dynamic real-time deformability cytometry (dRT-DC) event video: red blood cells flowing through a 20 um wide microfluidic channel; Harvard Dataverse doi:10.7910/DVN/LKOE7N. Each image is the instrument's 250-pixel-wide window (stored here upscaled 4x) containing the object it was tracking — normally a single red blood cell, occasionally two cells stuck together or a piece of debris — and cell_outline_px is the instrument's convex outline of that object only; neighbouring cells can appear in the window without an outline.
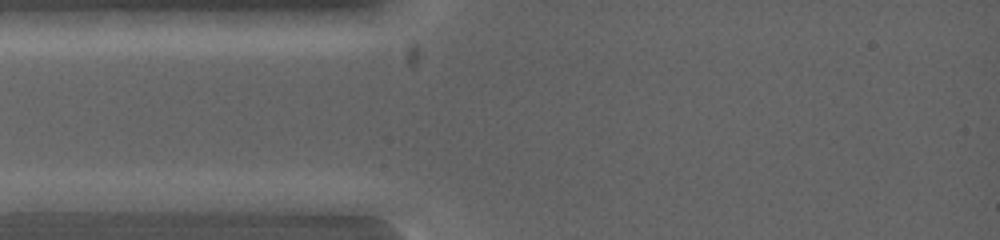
{"species": "common noctule bat (a hibernating species)", "species_latin": "Nyctalus noctula", "temperature_condition": "warm", "stored_images_in_passage": 2, "camera_frame_rate_fps": 5000, "um_per_image_px": 0.085, "animal": {"sex": "female", "body_mass_g": 19.0, "forearm_length_mm": 53.3}, "frame": {"image": 1, "passage_image": 1, "time_ms": 0.0, "image_size_px": [1000, 240], "cell_outline_px": [[124, 200], [96, 212], [16, 212], [12, 200], [32, 192], [96, 192]], "centroid_in_image_um": [5.42, 17.18], "position_along_channel_um": 79.6, "area_um2": 13.41}}